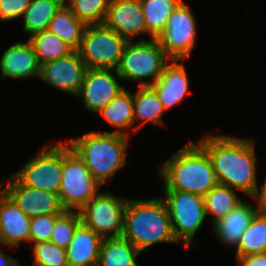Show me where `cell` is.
Wrapping results in <instances>:
<instances>
[{
    "label": "cell",
    "mask_w": 266,
    "mask_h": 266,
    "mask_svg": "<svg viewBox=\"0 0 266 266\" xmlns=\"http://www.w3.org/2000/svg\"><path fill=\"white\" fill-rule=\"evenodd\" d=\"M140 252L124 237L103 238L97 266H139Z\"/></svg>",
    "instance_id": "603a6c76"
},
{
    "label": "cell",
    "mask_w": 266,
    "mask_h": 266,
    "mask_svg": "<svg viewBox=\"0 0 266 266\" xmlns=\"http://www.w3.org/2000/svg\"><path fill=\"white\" fill-rule=\"evenodd\" d=\"M266 252V218L258 212L242 233L235 257Z\"/></svg>",
    "instance_id": "f1b7e54d"
},
{
    "label": "cell",
    "mask_w": 266,
    "mask_h": 266,
    "mask_svg": "<svg viewBox=\"0 0 266 266\" xmlns=\"http://www.w3.org/2000/svg\"><path fill=\"white\" fill-rule=\"evenodd\" d=\"M259 212V207L243 200L230 213L212 224V232L219 243L237 249L242 233Z\"/></svg>",
    "instance_id": "d6986e66"
},
{
    "label": "cell",
    "mask_w": 266,
    "mask_h": 266,
    "mask_svg": "<svg viewBox=\"0 0 266 266\" xmlns=\"http://www.w3.org/2000/svg\"><path fill=\"white\" fill-rule=\"evenodd\" d=\"M0 188L30 218L65 211L58 194L23 185L13 174L1 180Z\"/></svg>",
    "instance_id": "7c38bea8"
},
{
    "label": "cell",
    "mask_w": 266,
    "mask_h": 266,
    "mask_svg": "<svg viewBox=\"0 0 266 266\" xmlns=\"http://www.w3.org/2000/svg\"><path fill=\"white\" fill-rule=\"evenodd\" d=\"M127 42L105 24L87 25L77 51L87 68L117 70Z\"/></svg>",
    "instance_id": "9c48e42d"
},
{
    "label": "cell",
    "mask_w": 266,
    "mask_h": 266,
    "mask_svg": "<svg viewBox=\"0 0 266 266\" xmlns=\"http://www.w3.org/2000/svg\"><path fill=\"white\" fill-rule=\"evenodd\" d=\"M30 219L0 188V245L17 249L29 243Z\"/></svg>",
    "instance_id": "ac0fdd59"
},
{
    "label": "cell",
    "mask_w": 266,
    "mask_h": 266,
    "mask_svg": "<svg viewBox=\"0 0 266 266\" xmlns=\"http://www.w3.org/2000/svg\"><path fill=\"white\" fill-rule=\"evenodd\" d=\"M184 1L171 13L166 27L156 38L171 60L185 61L190 57L196 45L197 20L191 7Z\"/></svg>",
    "instance_id": "8fae6325"
},
{
    "label": "cell",
    "mask_w": 266,
    "mask_h": 266,
    "mask_svg": "<svg viewBox=\"0 0 266 266\" xmlns=\"http://www.w3.org/2000/svg\"><path fill=\"white\" fill-rule=\"evenodd\" d=\"M236 190L222 184H217L204 196L206 215L212 216L211 224L230 213L243 199Z\"/></svg>",
    "instance_id": "4316f807"
},
{
    "label": "cell",
    "mask_w": 266,
    "mask_h": 266,
    "mask_svg": "<svg viewBox=\"0 0 266 266\" xmlns=\"http://www.w3.org/2000/svg\"><path fill=\"white\" fill-rule=\"evenodd\" d=\"M113 131H102L107 133L121 134L130 137V129L134 133L133 93L124 88L119 94L98 112Z\"/></svg>",
    "instance_id": "44dd1931"
},
{
    "label": "cell",
    "mask_w": 266,
    "mask_h": 266,
    "mask_svg": "<svg viewBox=\"0 0 266 266\" xmlns=\"http://www.w3.org/2000/svg\"><path fill=\"white\" fill-rule=\"evenodd\" d=\"M264 183L261 184L260 189L259 185L256 189L254 195L251 197L254 202H256L259 208L266 207V179L263 181Z\"/></svg>",
    "instance_id": "d590c367"
},
{
    "label": "cell",
    "mask_w": 266,
    "mask_h": 266,
    "mask_svg": "<svg viewBox=\"0 0 266 266\" xmlns=\"http://www.w3.org/2000/svg\"><path fill=\"white\" fill-rule=\"evenodd\" d=\"M64 4V0H31L29 7L22 15V30L28 38L48 29L50 20Z\"/></svg>",
    "instance_id": "d4e9b609"
},
{
    "label": "cell",
    "mask_w": 266,
    "mask_h": 266,
    "mask_svg": "<svg viewBox=\"0 0 266 266\" xmlns=\"http://www.w3.org/2000/svg\"><path fill=\"white\" fill-rule=\"evenodd\" d=\"M13 175L35 189L59 194L62 178V141H53L37 150Z\"/></svg>",
    "instance_id": "ba28073f"
},
{
    "label": "cell",
    "mask_w": 266,
    "mask_h": 266,
    "mask_svg": "<svg viewBox=\"0 0 266 266\" xmlns=\"http://www.w3.org/2000/svg\"><path fill=\"white\" fill-rule=\"evenodd\" d=\"M128 197L100 191L80 210L82 223L102 238L120 237L124 228Z\"/></svg>",
    "instance_id": "30bf717a"
},
{
    "label": "cell",
    "mask_w": 266,
    "mask_h": 266,
    "mask_svg": "<svg viewBox=\"0 0 266 266\" xmlns=\"http://www.w3.org/2000/svg\"><path fill=\"white\" fill-rule=\"evenodd\" d=\"M31 0H0V21L10 22L21 18Z\"/></svg>",
    "instance_id": "836d02e7"
},
{
    "label": "cell",
    "mask_w": 266,
    "mask_h": 266,
    "mask_svg": "<svg viewBox=\"0 0 266 266\" xmlns=\"http://www.w3.org/2000/svg\"><path fill=\"white\" fill-rule=\"evenodd\" d=\"M162 193L176 241L187 248L193 246L194 237L207 218L204 197L179 190H163Z\"/></svg>",
    "instance_id": "52a82bcc"
},
{
    "label": "cell",
    "mask_w": 266,
    "mask_h": 266,
    "mask_svg": "<svg viewBox=\"0 0 266 266\" xmlns=\"http://www.w3.org/2000/svg\"><path fill=\"white\" fill-rule=\"evenodd\" d=\"M110 0H64L70 11L86 25L104 24Z\"/></svg>",
    "instance_id": "f546056e"
},
{
    "label": "cell",
    "mask_w": 266,
    "mask_h": 266,
    "mask_svg": "<svg viewBox=\"0 0 266 266\" xmlns=\"http://www.w3.org/2000/svg\"><path fill=\"white\" fill-rule=\"evenodd\" d=\"M157 171L163 178V190H179L204 197L218 184L209 156L195 140H189L164 160Z\"/></svg>",
    "instance_id": "7a4b0ae2"
},
{
    "label": "cell",
    "mask_w": 266,
    "mask_h": 266,
    "mask_svg": "<svg viewBox=\"0 0 266 266\" xmlns=\"http://www.w3.org/2000/svg\"><path fill=\"white\" fill-rule=\"evenodd\" d=\"M209 156L218 184L252 197L258 188L255 140L207 134L197 142Z\"/></svg>",
    "instance_id": "6da1fadb"
},
{
    "label": "cell",
    "mask_w": 266,
    "mask_h": 266,
    "mask_svg": "<svg viewBox=\"0 0 266 266\" xmlns=\"http://www.w3.org/2000/svg\"><path fill=\"white\" fill-rule=\"evenodd\" d=\"M27 40L33 46L40 65L66 57L75 51L69 44L53 34L49 29L36 33Z\"/></svg>",
    "instance_id": "484cf974"
},
{
    "label": "cell",
    "mask_w": 266,
    "mask_h": 266,
    "mask_svg": "<svg viewBox=\"0 0 266 266\" xmlns=\"http://www.w3.org/2000/svg\"><path fill=\"white\" fill-rule=\"evenodd\" d=\"M165 112L157 93L151 86L138 87L136 93H133L134 133L146 122L164 127L163 114ZM136 121L141 123L138 124Z\"/></svg>",
    "instance_id": "7402d4cb"
},
{
    "label": "cell",
    "mask_w": 266,
    "mask_h": 266,
    "mask_svg": "<svg viewBox=\"0 0 266 266\" xmlns=\"http://www.w3.org/2000/svg\"><path fill=\"white\" fill-rule=\"evenodd\" d=\"M183 0H140L147 33L156 39L166 27L171 13Z\"/></svg>",
    "instance_id": "83f0119b"
},
{
    "label": "cell",
    "mask_w": 266,
    "mask_h": 266,
    "mask_svg": "<svg viewBox=\"0 0 266 266\" xmlns=\"http://www.w3.org/2000/svg\"><path fill=\"white\" fill-rule=\"evenodd\" d=\"M86 26L63 4L50 20L48 29L77 51L80 48Z\"/></svg>",
    "instance_id": "cb8c5ba5"
},
{
    "label": "cell",
    "mask_w": 266,
    "mask_h": 266,
    "mask_svg": "<svg viewBox=\"0 0 266 266\" xmlns=\"http://www.w3.org/2000/svg\"><path fill=\"white\" fill-rule=\"evenodd\" d=\"M130 137L92 130L64 140L90 170L93 178L102 186L126 166V154Z\"/></svg>",
    "instance_id": "277c9868"
},
{
    "label": "cell",
    "mask_w": 266,
    "mask_h": 266,
    "mask_svg": "<svg viewBox=\"0 0 266 266\" xmlns=\"http://www.w3.org/2000/svg\"><path fill=\"white\" fill-rule=\"evenodd\" d=\"M60 215L47 214L32 217L30 219L29 244L49 241L55 221Z\"/></svg>",
    "instance_id": "d6a6232c"
},
{
    "label": "cell",
    "mask_w": 266,
    "mask_h": 266,
    "mask_svg": "<svg viewBox=\"0 0 266 266\" xmlns=\"http://www.w3.org/2000/svg\"><path fill=\"white\" fill-rule=\"evenodd\" d=\"M259 212L266 218V207L265 208H259Z\"/></svg>",
    "instance_id": "74e56055"
},
{
    "label": "cell",
    "mask_w": 266,
    "mask_h": 266,
    "mask_svg": "<svg viewBox=\"0 0 266 266\" xmlns=\"http://www.w3.org/2000/svg\"><path fill=\"white\" fill-rule=\"evenodd\" d=\"M237 266H266V252L242 257H235Z\"/></svg>",
    "instance_id": "e575fe53"
},
{
    "label": "cell",
    "mask_w": 266,
    "mask_h": 266,
    "mask_svg": "<svg viewBox=\"0 0 266 266\" xmlns=\"http://www.w3.org/2000/svg\"><path fill=\"white\" fill-rule=\"evenodd\" d=\"M41 65L31 43L16 41L11 44L0 58V81L4 78L27 80L38 78Z\"/></svg>",
    "instance_id": "2e32d148"
},
{
    "label": "cell",
    "mask_w": 266,
    "mask_h": 266,
    "mask_svg": "<svg viewBox=\"0 0 266 266\" xmlns=\"http://www.w3.org/2000/svg\"><path fill=\"white\" fill-rule=\"evenodd\" d=\"M119 80L122 81L117 70L87 68L77 98L82 100L86 110L96 114L124 89Z\"/></svg>",
    "instance_id": "4fadbf2b"
},
{
    "label": "cell",
    "mask_w": 266,
    "mask_h": 266,
    "mask_svg": "<svg viewBox=\"0 0 266 266\" xmlns=\"http://www.w3.org/2000/svg\"><path fill=\"white\" fill-rule=\"evenodd\" d=\"M2 247V248H1ZM3 250V246L0 245V266H21L17 259L8 256Z\"/></svg>",
    "instance_id": "8d00e7d4"
},
{
    "label": "cell",
    "mask_w": 266,
    "mask_h": 266,
    "mask_svg": "<svg viewBox=\"0 0 266 266\" xmlns=\"http://www.w3.org/2000/svg\"><path fill=\"white\" fill-rule=\"evenodd\" d=\"M170 61L156 39L128 41L117 73L122 81H138V87L152 86Z\"/></svg>",
    "instance_id": "5b68a950"
},
{
    "label": "cell",
    "mask_w": 266,
    "mask_h": 266,
    "mask_svg": "<svg viewBox=\"0 0 266 266\" xmlns=\"http://www.w3.org/2000/svg\"><path fill=\"white\" fill-rule=\"evenodd\" d=\"M87 67L78 51L41 65L39 80L54 89L77 97Z\"/></svg>",
    "instance_id": "5bb4252c"
},
{
    "label": "cell",
    "mask_w": 266,
    "mask_h": 266,
    "mask_svg": "<svg viewBox=\"0 0 266 266\" xmlns=\"http://www.w3.org/2000/svg\"><path fill=\"white\" fill-rule=\"evenodd\" d=\"M62 178L59 201L65 210L79 211L101 190L79 156L62 140Z\"/></svg>",
    "instance_id": "8992f818"
},
{
    "label": "cell",
    "mask_w": 266,
    "mask_h": 266,
    "mask_svg": "<svg viewBox=\"0 0 266 266\" xmlns=\"http://www.w3.org/2000/svg\"><path fill=\"white\" fill-rule=\"evenodd\" d=\"M104 24L127 41H137L143 35L153 39L146 30L140 0H110Z\"/></svg>",
    "instance_id": "9a60e30c"
},
{
    "label": "cell",
    "mask_w": 266,
    "mask_h": 266,
    "mask_svg": "<svg viewBox=\"0 0 266 266\" xmlns=\"http://www.w3.org/2000/svg\"><path fill=\"white\" fill-rule=\"evenodd\" d=\"M103 238L81 223L66 248L69 266H97Z\"/></svg>",
    "instance_id": "ffe728a7"
},
{
    "label": "cell",
    "mask_w": 266,
    "mask_h": 266,
    "mask_svg": "<svg viewBox=\"0 0 266 266\" xmlns=\"http://www.w3.org/2000/svg\"><path fill=\"white\" fill-rule=\"evenodd\" d=\"M122 237L140 253L156 244H179L173 234L168 208L159 196L149 199L128 197Z\"/></svg>",
    "instance_id": "3957f363"
},
{
    "label": "cell",
    "mask_w": 266,
    "mask_h": 266,
    "mask_svg": "<svg viewBox=\"0 0 266 266\" xmlns=\"http://www.w3.org/2000/svg\"><path fill=\"white\" fill-rule=\"evenodd\" d=\"M151 87L157 93L166 112L181 104L190 92V81L184 60H171Z\"/></svg>",
    "instance_id": "e0dca14e"
},
{
    "label": "cell",
    "mask_w": 266,
    "mask_h": 266,
    "mask_svg": "<svg viewBox=\"0 0 266 266\" xmlns=\"http://www.w3.org/2000/svg\"><path fill=\"white\" fill-rule=\"evenodd\" d=\"M82 223L77 210H65L55 221L50 240L60 248L66 249L77 227Z\"/></svg>",
    "instance_id": "4dcf8cb0"
},
{
    "label": "cell",
    "mask_w": 266,
    "mask_h": 266,
    "mask_svg": "<svg viewBox=\"0 0 266 266\" xmlns=\"http://www.w3.org/2000/svg\"><path fill=\"white\" fill-rule=\"evenodd\" d=\"M33 266H69L66 249L60 248L51 241L31 245Z\"/></svg>",
    "instance_id": "1f68e13d"
}]
</instances>
